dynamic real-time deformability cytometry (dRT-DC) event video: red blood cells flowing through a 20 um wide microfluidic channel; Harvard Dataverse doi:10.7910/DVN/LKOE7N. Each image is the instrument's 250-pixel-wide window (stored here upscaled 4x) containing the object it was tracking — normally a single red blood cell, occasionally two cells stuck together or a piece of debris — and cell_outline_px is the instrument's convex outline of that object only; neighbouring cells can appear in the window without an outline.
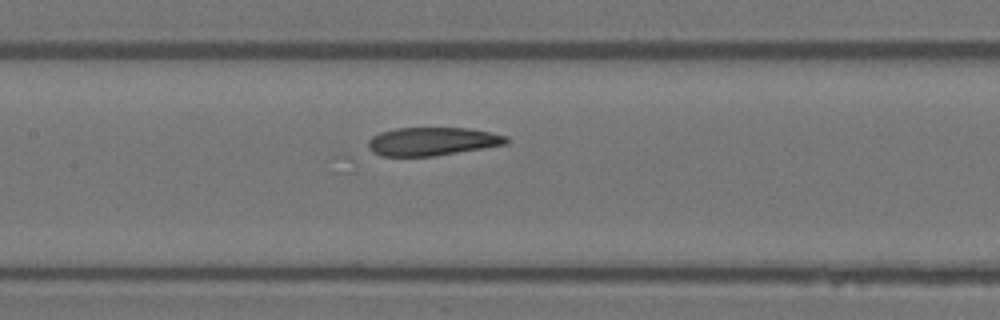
{"species": "Egyptian fruit bat (a non-hibernating species)", "species_latin": "Rousettus aegyptiacus", "temperature_condition": "warm", "stored_images_in_passage": 31, "camera_frame_rate_fps": 3000, "um_per_image_px": 0.085, "animal": {"sex": "female"}, "frame": {"image": 1, "passage_image": 9, "time_ms": 2.667, "image_size_px": [1000, 320], "cell_outline_px": [[508, 144], [432, 156], [380, 156], [372, 152], [368, 148], [368, 140], [372, 136], [380, 132], [396, 128], [468, 128], [508, 136]], "centroid_in_image_um": [36.71, 12.02], "position_along_channel_um": 170.7, "area_um2": 22.72}}
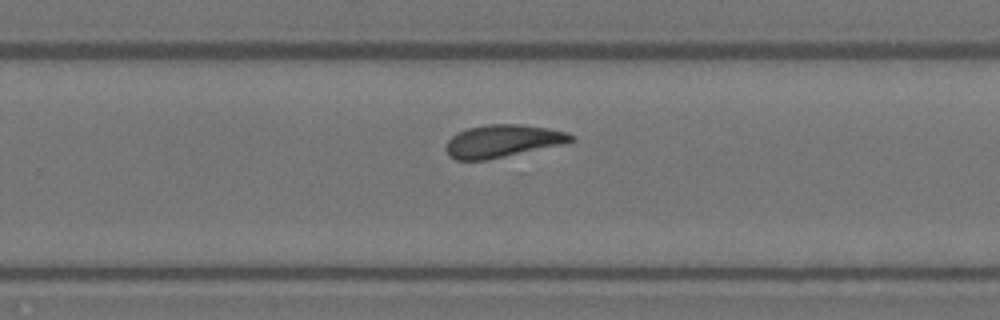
{"frame": {"image": 2, "passage_image": 17, "time_ms": 5.333, "image_size_px": [1000, 320], "cell_outline_px": [[576, 140], [568, 144], [484, 160], [456, 160], [448, 156], [444, 148], [448, 140], [452, 136], [468, 128], [488, 124], [520, 124], [548, 128], [568, 132], [576, 136]], "centroid_in_image_um": [42.79, 11.99], "position_along_channel_um": 287.0, "area_um2": 24.04}}
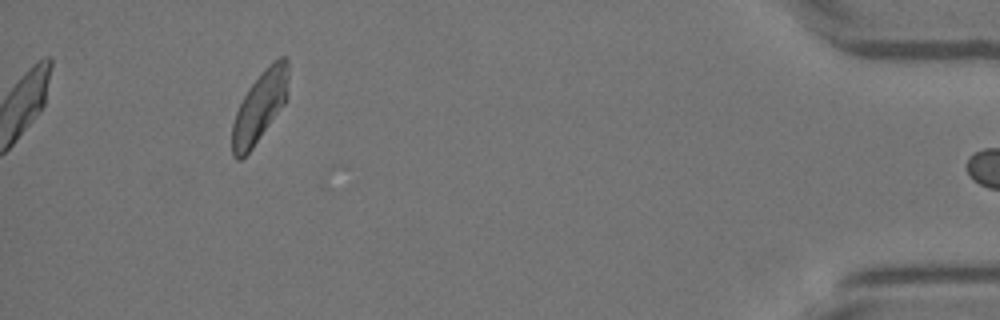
{"frame": {"image": 3, "passage_image": 30, "time_ms": 9.667, "image_size_px": [1000, 320], "cell_outline_px": [[288, 96], [284, 104], [252, 148], [240, 160], [236, 160], [232, 156], [232, 124], [236, 112], [248, 88], [268, 64], [272, 60], [280, 56], [288, 56]], "centroid_in_image_um": [22.09, 9.03], "position_along_channel_um": 413.1, "area_um2": 23.12}}